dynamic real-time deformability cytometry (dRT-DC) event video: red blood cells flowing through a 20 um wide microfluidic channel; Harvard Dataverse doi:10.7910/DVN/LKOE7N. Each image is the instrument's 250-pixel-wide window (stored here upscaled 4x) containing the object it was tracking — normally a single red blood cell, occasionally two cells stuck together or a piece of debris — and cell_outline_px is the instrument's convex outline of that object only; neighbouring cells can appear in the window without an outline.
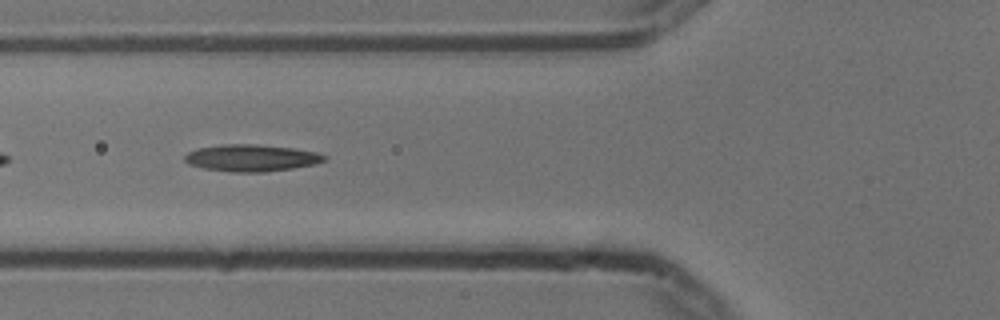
{"species": "common noctule bat (a hibernating species)", "species_latin": "Nyctalus noctula", "temperature_condition": "cold", "stored_images_in_passage": 9, "camera_frame_rate_fps": 3000, "um_per_image_px": 0.085, "animal": {"sex": "male", "body_mass_g": 13.3}, "frame": {"image": 1, "passage_image": 5, "time_ms": 1.333, "image_size_px": [1000, 320], "cell_outline_px": [[328, 156], [324, 160], [316, 164], [292, 168], [264, 172], [232, 172], [204, 168], [188, 164], [184, 160], [184, 156], [188, 152], [200, 148], [224, 144], [252, 144], [292, 148], [316, 152]], "centroid_in_image_um": [21.37, 13.43], "position_along_channel_um": 104.4, "area_um2": 21.68}}